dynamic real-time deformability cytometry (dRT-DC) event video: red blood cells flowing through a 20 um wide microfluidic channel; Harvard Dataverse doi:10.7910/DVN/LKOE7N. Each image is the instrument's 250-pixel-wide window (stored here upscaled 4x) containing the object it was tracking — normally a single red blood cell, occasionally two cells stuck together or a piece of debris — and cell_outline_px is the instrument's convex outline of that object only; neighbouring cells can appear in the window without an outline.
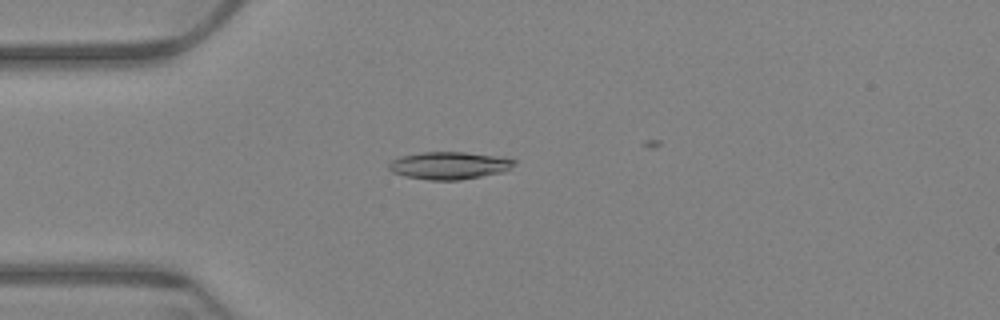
{"species": "Egyptian fruit bat (a non-hibernating species)", "species_latin": "Rousettus aegyptiacus", "temperature_condition": "warm", "stored_images_in_passage": 26, "camera_frame_rate_fps": 3000, "um_per_image_px": 0.085, "animal": {"sex": "female"}, "frame": {"image": 1, "passage_image": 16, "time_ms": 5.0, "image_size_px": [1000, 320], "cell_outline_px": [[516, 164], [512, 168], [504, 172], [460, 180], [428, 180], [404, 176], [392, 172], [388, 168], [388, 164], [392, 160], [400, 156], [424, 152], [464, 152], [496, 156], [516, 160]], "centroid_in_image_um": [38.19, 14.07], "position_along_channel_um": 46.8, "area_um2": 20.17}}
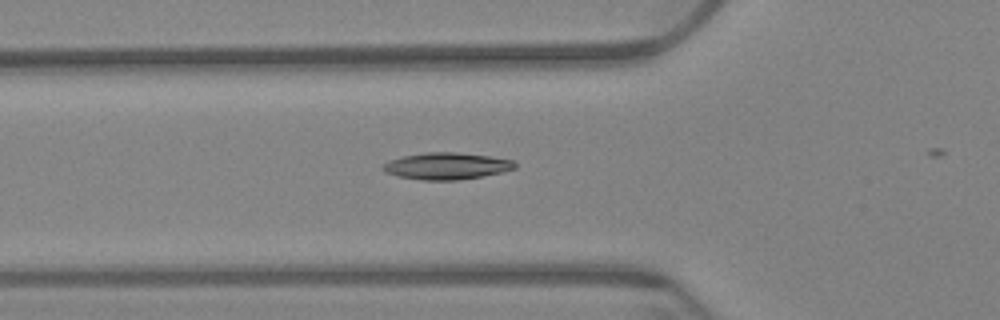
{"frame": {"image": 2, "passage_image": 21, "time_ms": 6.667, "image_size_px": [1000, 320], "cell_outline_px": [[516, 168], [484, 176], [456, 180], [420, 180], [396, 176], [384, 172], [380, 168], [380, 164], [388, 160], [400, 156], [424, 152], [456, 152], [488, 156], [512, 160], [516, 164]], "centroid_in_image_um": [37.85, 14.11], "position_along_channel_um": 87.9, "area_um2": 20.87}}
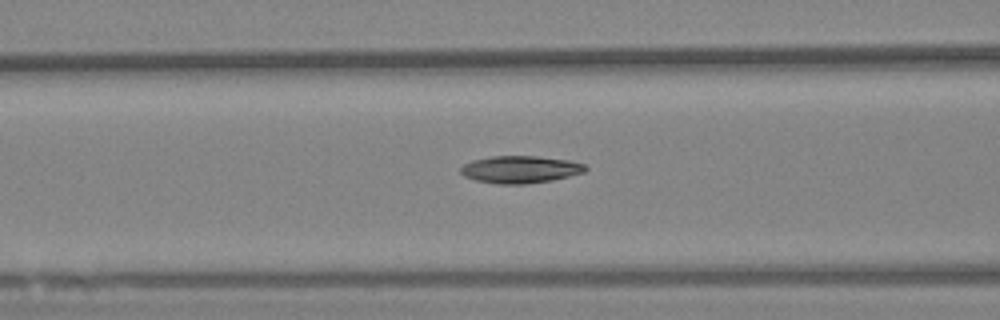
{"frame": {"image": 3, "passage_image": 24, "time_ms": 7.667, "image_size_px": [1000, 320], "cell_outline_px": [[588, 168], [584, 172], [552, 180], [524, 184], [500, 184], [476, 180], [464, 176], [460, 172], [460, 168], [464, 164], [472, 160], [492, 156], [536, 156], [572, 160], [584, 164]], "centroid_in_image_um": [44.23, 14.39], "position_along_channel_um": 122.4, "area_um2": 19.83}}